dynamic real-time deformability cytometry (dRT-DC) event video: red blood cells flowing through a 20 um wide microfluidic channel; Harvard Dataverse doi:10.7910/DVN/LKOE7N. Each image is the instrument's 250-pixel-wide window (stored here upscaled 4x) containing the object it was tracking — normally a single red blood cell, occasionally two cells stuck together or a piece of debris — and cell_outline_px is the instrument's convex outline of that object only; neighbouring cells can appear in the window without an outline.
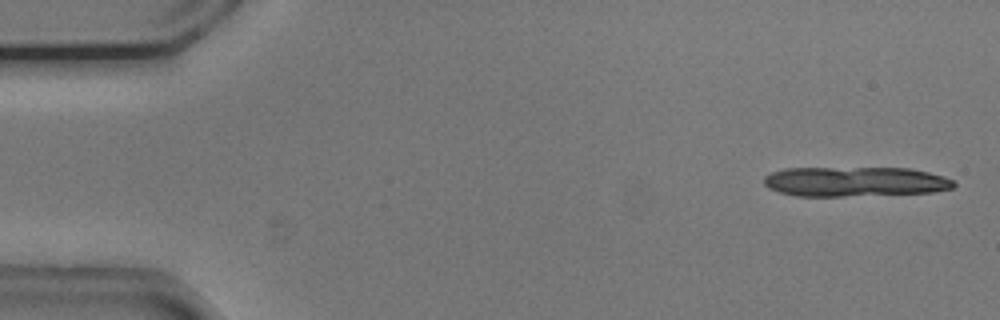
{"species": "common noctule bat (a hibernating species)", "species_latin": "Nyctalus noctula", "temperature_condition": "cold", "stored_images_in_passage": 11, "camera_frame_rate_fps": 3000, "um_per_image_px": 0.085, "animal": {"sex": "male", "body_mass_g": 20.5, "forearm_length_mm": 52.5}, "frame": {"image": 1, "passage_image": 2, "time_ms": 0.333, "image_size_px": [1000, 320], "cell_outline_px": [[956, 184], [952, 188], [932, 192], [844, 196], [796, 196], [780, 192], [768, 188], [764, 184], [764, 176], [772, 172], [784, 168], [912, 168], [944, 176], [952, 180]], "centroid_in_image_um": [72.65, 15.43], "position_along_channel_um": 12.3, "area_um2": 32.95}}